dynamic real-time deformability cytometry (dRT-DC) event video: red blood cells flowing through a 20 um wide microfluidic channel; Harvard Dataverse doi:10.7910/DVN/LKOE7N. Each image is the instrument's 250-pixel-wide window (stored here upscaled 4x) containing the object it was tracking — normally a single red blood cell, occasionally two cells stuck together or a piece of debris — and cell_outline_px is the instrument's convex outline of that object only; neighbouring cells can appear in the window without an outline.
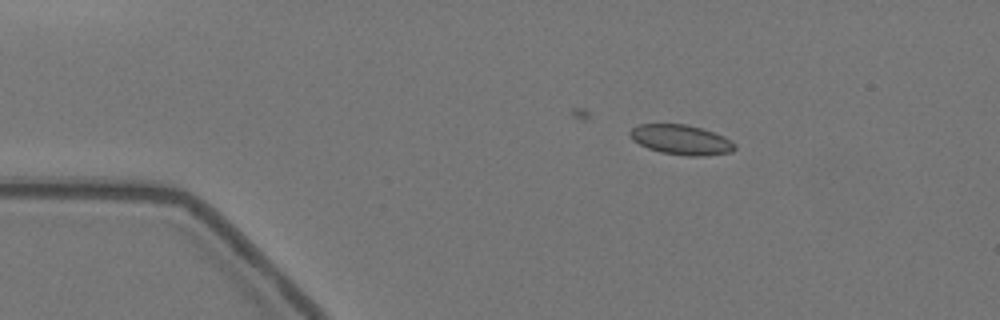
{"species": "Egyptian fruit bat (a non-hibernating species)", "species_latin": "Rousettus aegyptiacus", "temperature_condition": "warm", "stored_images_in_passage": 7, "camera_frame_rate_fps": 3000, "um_per_image_px": 0.085, "animal": {"sex": "female"}, "frame": {"image": 1, "passage_image": 1, "time_ms": 0.0, "image_size_px": [1000, 320], "cell_outline_px": [[736, 148], [732, 152], [704, 156], [688, 156], [660, 152], [648, 148], [632, 140], [628, 132], [632, 128], [640, 124], [688, 124], [724, 136], [732, 140], [736, 144]], "centroid_in_image_um": [57.91, 11.88], "position_along_channel_um": 27.1, "area_um2": 18.32}}